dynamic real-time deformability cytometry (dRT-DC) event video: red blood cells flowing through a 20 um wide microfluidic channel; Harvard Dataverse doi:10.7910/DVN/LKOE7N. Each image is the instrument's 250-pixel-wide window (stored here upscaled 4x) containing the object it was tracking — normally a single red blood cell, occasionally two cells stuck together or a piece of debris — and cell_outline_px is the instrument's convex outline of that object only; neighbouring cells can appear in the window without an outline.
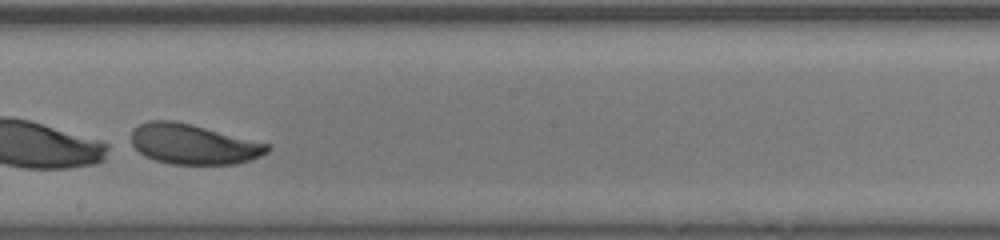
{"species": "human", "species_latin": "Homo sapiens", "temperature_condition": "room temperature", "stored_images_in_passage": 25, "segment_of_instrument_passage": [2, 2], "camera_frame_rate_fps": 3000, "um_per_image_px": 0.085, "donor": {"sex": "male"}, "frame": {"image": 1, "passage_image": 17, "time_ms": 5.333, "image_size_px": [1000, 240], "cell_outline_px": [[268, 152], [252, 160], [236, 164], [172, 164], [156, 160], [144, 156], [132, 144], [132, 128], [148, 120], [172, 120], [192, 124], [268, 144]], "centroid_in_image_um": [16.4, 12.25], "position_along_channel_um": 231.8, "area_um2": 31.67}}
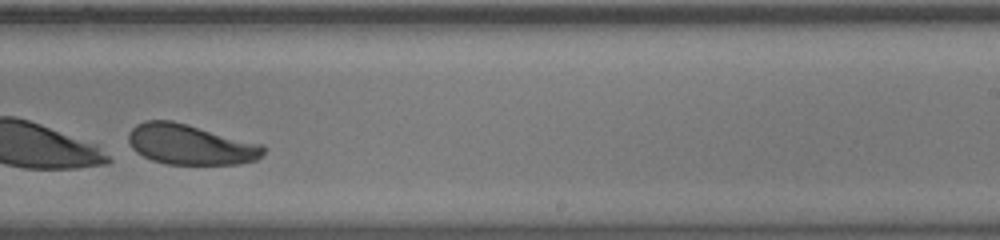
{"frame": {"image": 2, "passage_image": 20, "time_ms": 6.333, "image_size_px": [1000, 240], "cell_outline_px": [[264, 152], [256, 160], [240, 164], [164, 164], [152, 160], [136, 152], [132, 148], [128, 140], [128, 132], [136, 124], [144, 120], [172, 120], [188, 124], [264, 144]], "centroid_in_image_um": [16.17, 12.27], "position_along_channel_um": 272.8, "area_um2": 31.96}}
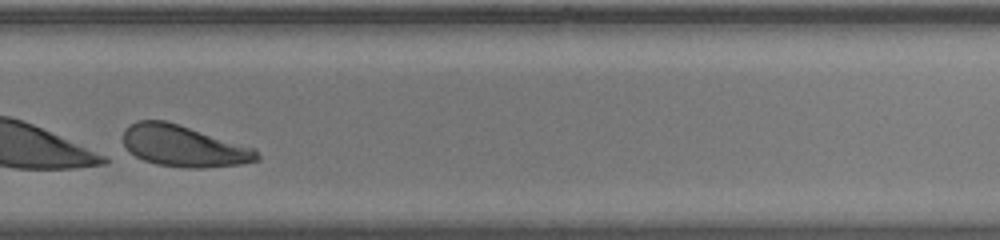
{"frame": {"image": 3, "passage_image": 23, "time_ms": 7.333, "image_size_px": [1000, 240], "cell_outline_px": [[260, 160], [244, 164], [204, 168], [184, 168], [156, 164], [144, 160], [128, 152], [124, 144], [124, 128], [128, 124], [136, 120], [164, 120], [180, 124], [256, 148], [260, 156]], "centroid_in_image_um": [15.63, 12.41], "position_along_channel_um": 314.2, "area_um2": 32.77}}